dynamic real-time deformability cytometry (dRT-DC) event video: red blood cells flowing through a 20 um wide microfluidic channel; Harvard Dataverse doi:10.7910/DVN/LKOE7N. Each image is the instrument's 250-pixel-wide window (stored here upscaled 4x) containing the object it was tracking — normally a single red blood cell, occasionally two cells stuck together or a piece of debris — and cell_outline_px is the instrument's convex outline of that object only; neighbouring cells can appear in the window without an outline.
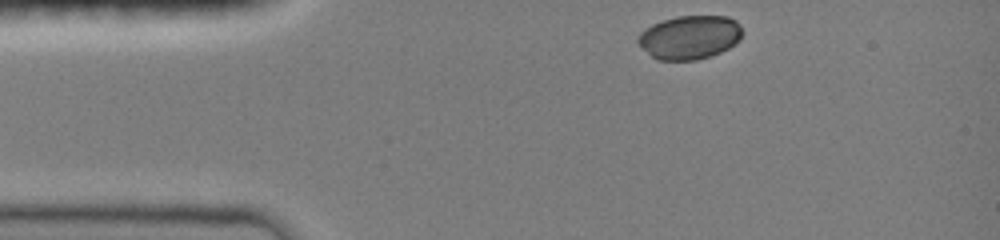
{"species": "common noctule bat (a hibernating species)", "species_latin": "Nyctalus noctula", "temperature_condition": "room temperature", "stored_images_in_passage": 35, "camera_frame_rate_fps": 3000, "um_per_image_px": 0.085, "animal": {"sex": "female", "body_mass_g": 19.0, "forearm_length_mm": 51.5}, "frame": {"image": 1, "passage_image": 1, "time_ms": 0.0, "image_size_px": [1000, 240], "cell_outline_px": [[744, 32], [740, 40], [736, 44], [720, 52], [696, 60], [656, 60], [636, 40], [640, 32], [644, 28], [652, 24], [676, 16], [728, 16], [736, 20], [740, 24]], "centroid_in_image_um": [58.65, 3.15], "position_along_channel_um": 26.3, "area_um2": 26.7}}
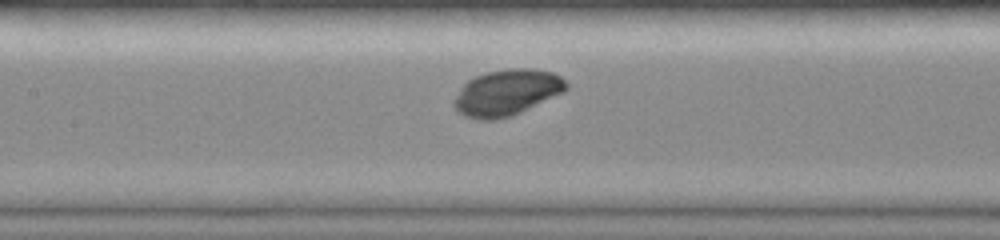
{"frame": {"image": 2, "passage_image": 15, "time_ms": 4.667, "image_size_px": [1000, 240], "cell_outline_px": [[568, 88], [564, 92], [512, 116], [496, 120], [480, 120], [464, 116], [452, 104], [452, 100], [460, 88], [468, 80], [484, 72], [508, 68], [536, 68], [552, 72], [560, 76], [568, 84]], "centroid_in_image_um": [43.07, 7.86], "position_along_channel_um": 164.3, "area_um2": 30.4}}
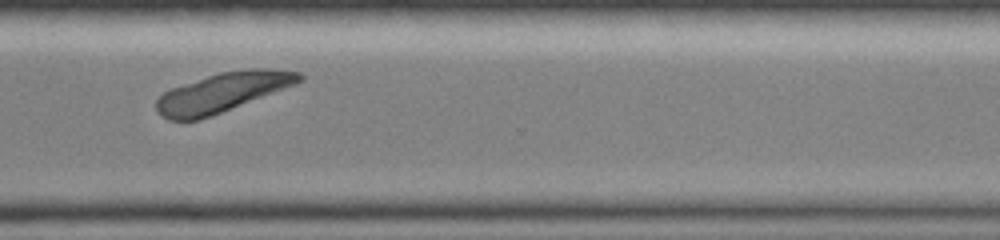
{"frame": {"image": 3, "passage_image": 29, "time_ms": 9.333, "image_size_px": [1000, 240], "cell_outline_px": [[304, 80], [296, 84], [212, 116], [200, 120], [168, 120], [160, 116], [156, 112], [156, 100], [164, 92], [172, 88], [220, 72], [248, 68], [268, 68], [300, 72], [304, 76]], "centroid_in_image_um": [18.93, 7.86], "position_along_channel_um": 351.7, "area_um2": 32.71}}